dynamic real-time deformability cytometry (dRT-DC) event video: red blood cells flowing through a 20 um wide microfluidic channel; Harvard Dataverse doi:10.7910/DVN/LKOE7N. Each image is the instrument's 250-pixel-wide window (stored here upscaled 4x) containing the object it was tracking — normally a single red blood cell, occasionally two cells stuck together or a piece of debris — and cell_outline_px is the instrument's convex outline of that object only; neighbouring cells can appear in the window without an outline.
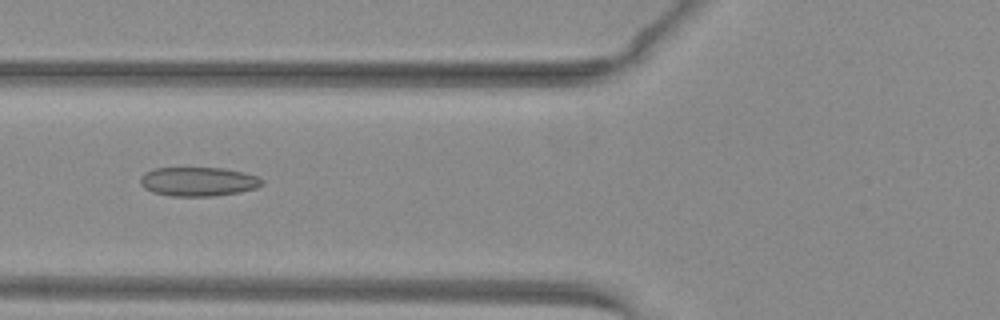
{"species": "common noctule bat (a hibernating species)", "species_latin": "Nyctalus noctula", "temperature_condition": "warm", "stored_images_in_passage": 36, "camera_frame_rate_fps": 3000, "um_per_image_px": 0.085, "animal": {"sex": "female", "body_mass_g": 29.2, "forearm_length_mm": 56.3}, "frame": {"image": 1, "passage_image": 5, "time_ms": 1.333, "image_size_px": [1000, 320], "cell_outline_px": [[264, 184], [256, 188], [240, 192], [216, 196], [172, 196], [152, 192], [144, 188], [140, 184], [140, 180], [144, 172], [152, 168], [224, 168], [244, 172], [256, 176], [264, 180]], "centroid_in_image_um": [16.86, 15.43], "position_along_channel_um": 108.9, "area_um2": 20.81}}
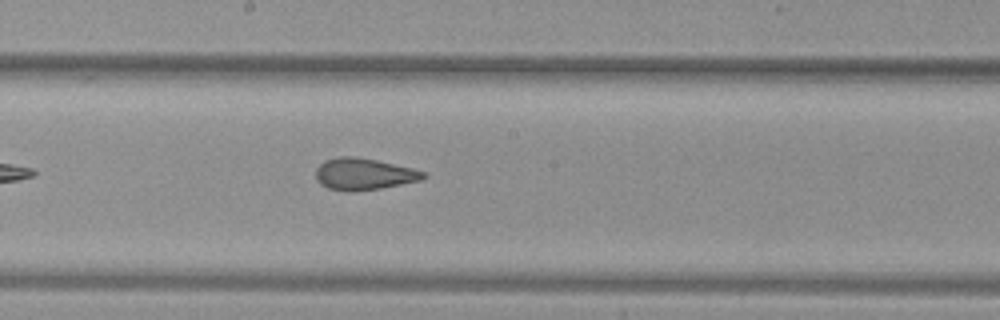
{"frame": {"image": 2, "passage_image": 13, "time_ms": 4.0, "image_size_px": [1000, 320], "cell_outline_px": [[428, 176], [420, 180], [380, 188], [352, 192], [348, 192], [328, 188], [320, 184], [316, 180], [316, 168], [324, 160], [340, 156], [356, 156], [376, 160], [412, 168], [424, 172]], "centroid_in_image_um": [30.88, 14.79], "position_along_channel_um": 217.3, "area_um2": 19.88}}
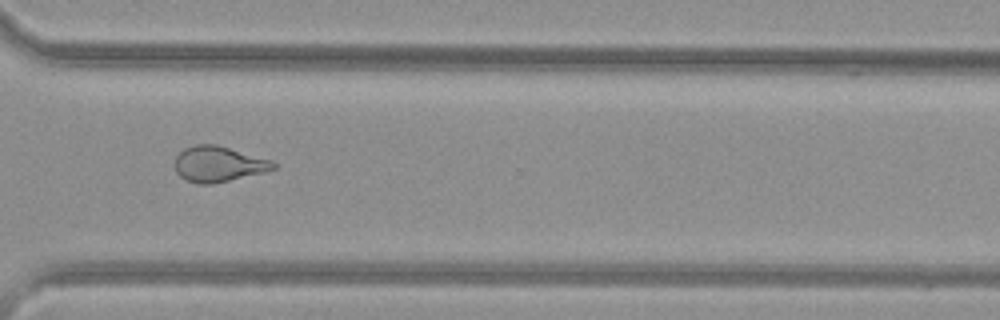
{"frame": {"image": 3, "passage_image": 23, "time_ms": 7.333, "image_size_px": [1000, 320], "cell_outline_px": [[276, 168], [264, 172], [212, 184], [200, 184], [188, 180], [180, 176], [176, 172], [176, 156], [184, 148], [196, 144], [216, 144], [272, 160], [276, 164]], "centroid_in_image_um": [18.58, 13.93], "position_along_channel_um": 352.0, "area_um2": 20.23}, "authors_computed_cell_mechanics": {"area_um2": 20.7502, "velocity_mm_per_s": 4.0618, "shape_relaxation_time_tau1_ms": null, "shape_relaxation_time_tau2_ms": 1.1553, "deformation_change_tau1": null, "deformation_change_tau2": 0.0781}}